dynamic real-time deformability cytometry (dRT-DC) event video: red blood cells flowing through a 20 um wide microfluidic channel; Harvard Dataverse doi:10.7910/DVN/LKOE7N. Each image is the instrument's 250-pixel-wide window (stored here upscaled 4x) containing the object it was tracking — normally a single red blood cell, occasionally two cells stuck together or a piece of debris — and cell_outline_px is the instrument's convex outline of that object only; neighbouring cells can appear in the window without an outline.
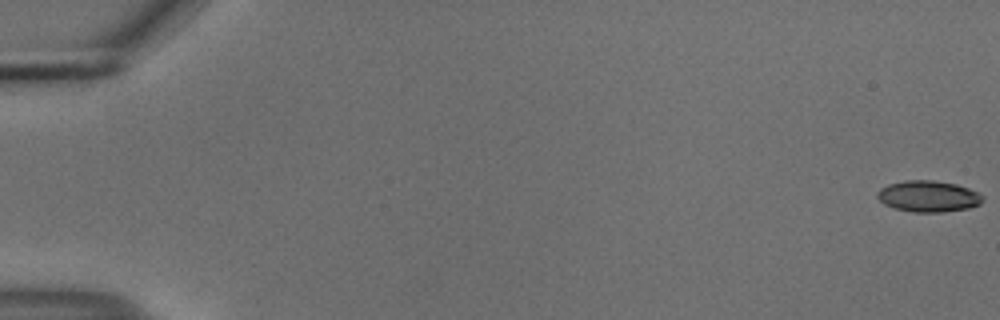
{"species": "common noctule bat (a hibernating species)", "species_latin": "Nyctalus noctula", "temperature_condition": "cold", "stored_images_in_passage": 56, "camera_frame_rate_fps": 3000, "um_per_image_px": 0.085, "animal": {"sex": "male", "body_mass_g": 18.8}, "frame": {"image": 1, "passage_image": 1, "time_ms": 0.0, "image_size_px": [1000, 320], "cell_outline_px": [[984, 200], [980, 204], [968, 208], [940, 212], [912, 212], [892, 208], [884, 204], [876, 196], [876, 192], [880, 188], [888, 184], [904, 180], [932, 180], [956, 184], [968, 188], [984, 196]], "centroid_in_image_um": [78.87, 16.68], "position_along_channel_um": 6.1, "area_um2": 19.31}}
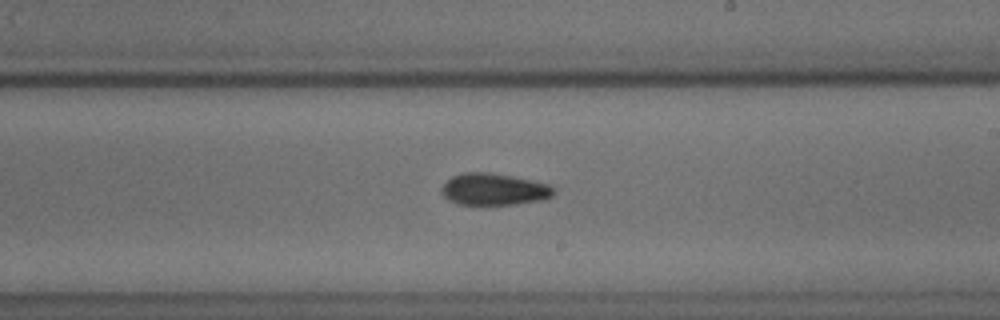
{"frame": {"image": 2, "passage_image": 34, "time_ms": 11.0, "image_size_px": [1000, 320], "cell_outline_px": [[556, 192], [552, 196], [544, 200], [516, 204], [460, 204], [448, 200], [440, 192], [440, 188], [452, 176], [464, 172], [488, 172], [512, 176], [532, 180], [548, 184], [556, 188]], "centroid_in_image_um": [42.01, 16.09], "position_along_channel_um": 247.0, "area_um2": 20.92}}
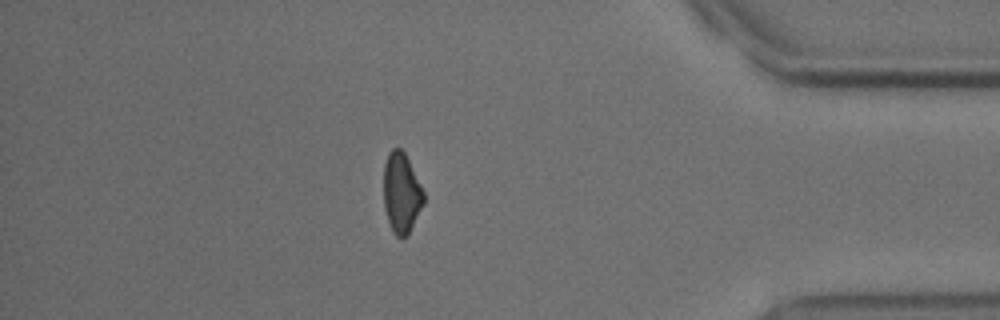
{"frame": {"image": 3, "passage_image": 49, "time_ms": 16.0, "image_size_px": [1000, 320], "cell_outline_px": [[424, 204], [408, 236], [400, 240], [392, 232], [384, 208], [384, 164], [388, 152], [392, 148], [400, 148], [404, 152], [424, 192]], "centroid_in_image_um": [34.12, 16.45], "position_along_channel_um": 401.1, "area_um2": 18.9}, "authors_computed_cell_mechanics": {"area_um2": 19.8832, "velocity_mm_per_s": 3.7068, "shape_relaxation_time_tau1_ms": 4.9997, "shape_relaxation_time_tau2_ms": 7.4593, "deformation_change_tau1": 0.1261, "deformation_change_tau2": 0.1261}}